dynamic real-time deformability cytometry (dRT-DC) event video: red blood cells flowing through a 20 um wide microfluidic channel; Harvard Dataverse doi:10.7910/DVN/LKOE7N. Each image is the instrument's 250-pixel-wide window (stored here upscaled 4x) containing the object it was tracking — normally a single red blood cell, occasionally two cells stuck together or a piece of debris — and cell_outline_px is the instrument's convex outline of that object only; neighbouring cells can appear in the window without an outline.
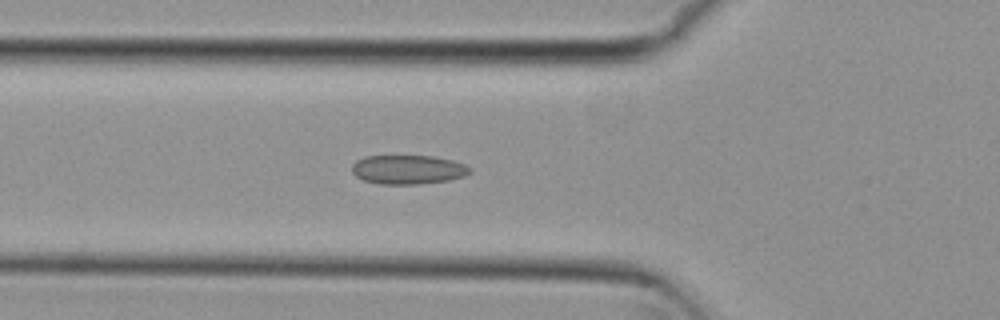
{"species": "common noctule bat (a hibernating species)", "species_latin": "Nyctalus noctula", "temperature_condition": "cold", "stored_images_in_passage": 39, "camera_frame_rate_fps": 3000, "um_per_image_px": 0.085, "animal": {"sex": "female", "body_mass_g": 29.2, "forearm_length_mm": 56.3}, "frame": {"image": 1, "passage_image": 8, "time_ms": 2.333, "image_size_px": [1000, 320], "cell_outline_px": [[472, 172], [464, 176], [448, 180], [416, 184], [376, 184], [364, 180], [356, 176], [352, 172], [352, 164], [356, 160], [364, 156], [432, 156], [452, 160], [464, 164], [472, 168]], "centroid_in_image_um": [34.67, 14.41], "position_along_channel_um": 91.1, "area_um2": 20.06}}
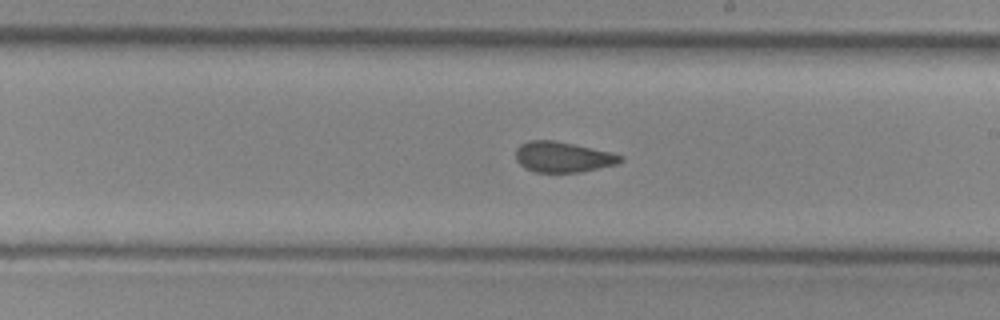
{"frame": {"image": 2, "passage_image": 20, "time_ms": 6.333, "image_size_px": [1000, 320], "cell_outline_px": [[624, 160], [616, 164], [580, 172], [536, 172], [524, 168], [516, 160], [516, 148], [520, 144], [528, 140], [556, 140], [612, 152], [624, 156]], "centroid_in_image_um": [47.84, 13.33], "position_along_channel_um": 241.2, "area_um2": 18.79}}
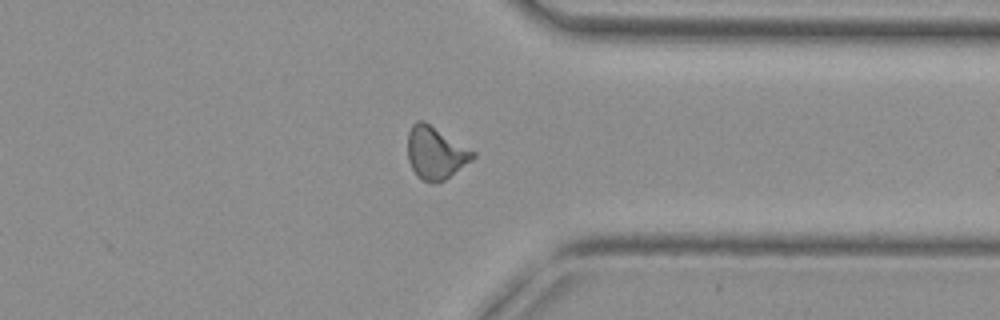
{"frame": {"image": 3, "passage_image": 31, "time_ms": 10.0, "image_size_px": [1000, 320], "cell_outline_px": [[476, 156], [472, 160], [444, 180], [432, 184], [420, 180], [416, 176], [408, 160], [408, 132], [412, 124], [416, 120], [424, 120], [476, 152]], "centroid_in_image_um": [37.0, 12.99], "position_along_channel_um": 374.4, "area_um2": 20.11}, "authors_computed_cell_mechanics": {"area_um2": 18.9006, "velocity_mm_per_s": 3.7392, "shape_relaxation_time_tau1_ms": null, "shape_relaxation_time_tau2_ms": 1.6834, "deformation_change_tau1": null, "deformation_change_tau2": 0.0723}}